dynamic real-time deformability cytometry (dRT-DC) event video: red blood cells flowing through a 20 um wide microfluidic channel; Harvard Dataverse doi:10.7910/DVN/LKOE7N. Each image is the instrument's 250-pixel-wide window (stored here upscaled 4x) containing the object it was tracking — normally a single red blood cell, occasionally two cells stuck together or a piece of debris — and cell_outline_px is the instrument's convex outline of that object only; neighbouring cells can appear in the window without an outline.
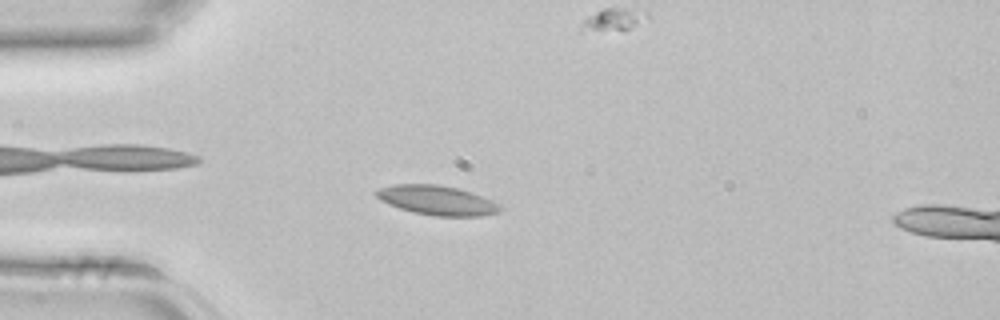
{"species": "common noctule bat (a hibernating species)", "species_latin": "Nyctalus noctula", "temperature_condition": "room temperature", "stored_images_in_passage": 5, "camera_frame_rate_fps": 3000, "um_per_image_px": 0.085, "animal": {"sex": "female", "body_mass_g": 22.7, "forearm_length_mm": 54.2}, "frame": {"image": 1, "passage_image": 4, "time_ms": 1.0, "image_size_px": [1000, 320], "cell_outline_px": [[500, 212], [480, 216], [436, 216], [412, 212], [388, 204], [380, 200], [372, 192], [380, 188], [392, 184], [440, 184], [460, 188], [472, 192], [492, 200], [500, 204]], "centroid_in_image_um": [37.13, 17.01], "position_along_channel_um": 47.9, "area_um2": 21.5}}